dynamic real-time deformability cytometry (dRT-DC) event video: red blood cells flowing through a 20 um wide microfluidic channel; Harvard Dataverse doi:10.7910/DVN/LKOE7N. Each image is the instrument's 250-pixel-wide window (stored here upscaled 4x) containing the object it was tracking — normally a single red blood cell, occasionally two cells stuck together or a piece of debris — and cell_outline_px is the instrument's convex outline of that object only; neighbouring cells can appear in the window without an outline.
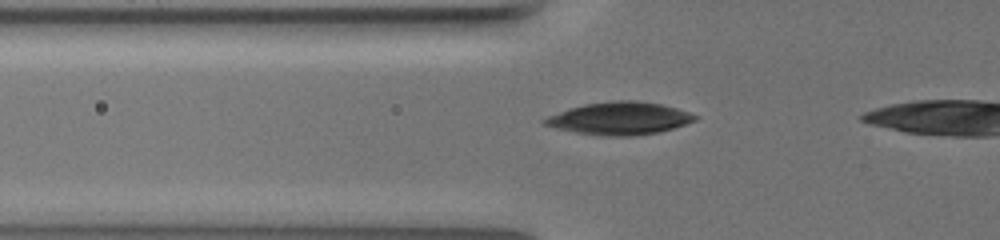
{"species": "common noctule bat (a hibernating species)", "species_latin": "Nyctalus noctula", "temperature_condition": "warm", "stored_images_in_passage": 44, "camera_frame_rate_fps": 3000, "um_per_image_px": 0.085, "animal": {"sex": "female", "body_mass_g": 19.5, "forearm_length_mm": 54.1}, "frame": {"image": 1, "passage_image": 12, "time_ms": 3.667, "image_size_px": [1000, 240], "cell_outline_px": [[700, 116], [696, 120], [672, 128], [656, 132], [632, 136], [600, 136], [576, 132], [556, 128], [544, 124], [540, 120], [548, 116], [584, 104], [612, 100], [636, 100], [660, 104], [676, 108]], "centroid_in_image_um": [52.66, 10.06], "position_along_channel_um": 73.1, "area_um2": 28.32}}
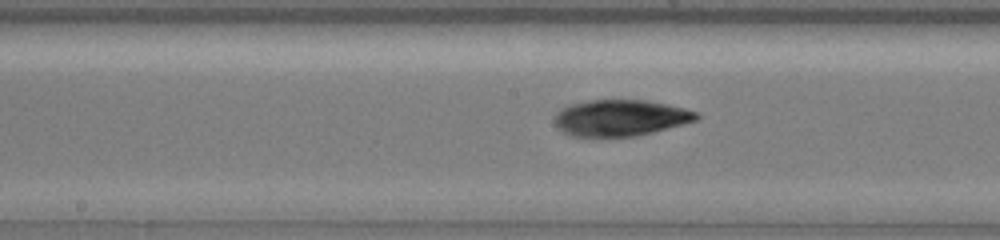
{"frame": {"image": 2, "passage_image": 23, "time_ms": 7.333, "image_size_px": [1000, 240], "cell_outline_px": [[700, 116], [696, 120], [684, 124], [636, 136], [600, 140], [572, 136], [556, 128], [556, 112], [560, 108], [572, 104], [592, 100], [644, 100], [668, 104], [700, 112]], "centroid_in_image_um": [52.72, 10.06], "position_along_channel_um": 195.5, "area_um2": 30.81}}
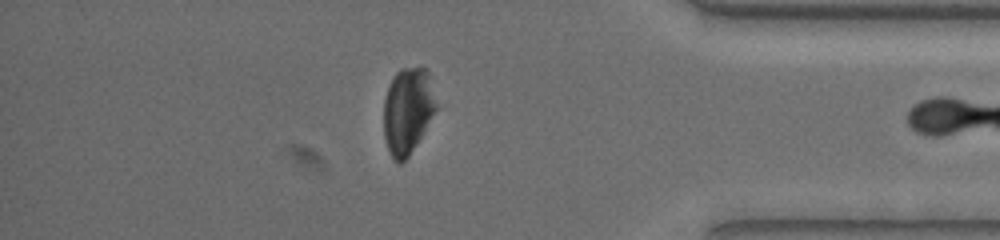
{"frame": {"image": 3, "passage_image": 43, "time_ms": 14.0, "image_size_px": [1000, 240], "cell_outline_px": [[440, 108], [408, 156], [400, 164], [396, 164], [388, 148], [384, 136], [384, 100], [392, 76], [400, 68], [424, 68], [428, 72]], "centroid_in_image_um": [34.69, 9.39], "position_along_channel_um": 400.5, "area_um2": 26.76}}